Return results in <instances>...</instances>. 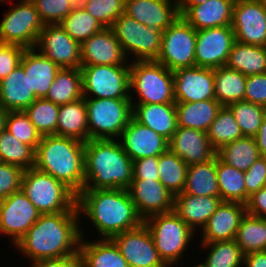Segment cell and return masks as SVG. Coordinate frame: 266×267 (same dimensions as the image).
<instances>
[{
	"instance_id": "6da1fadb",
	"label": "cell",
	"mask_w": 266,
	"mask_h": 267,
	"mask_svg": "<svg viewBox=\"0 0 266 267\" xmlns=\"http://www.w3.org/2000/svg\"><path fill=\"white\" fill-rule=\"evenodd\" d=\"M81 240L78 212L41 214L13 246L31 263L79 254Z\"/></svg>"
},
{
	"instance_id": "7a4b0ae2",
	"label": "cell",
	"mask_w": 266,
	"mask_h": 267,
	"mask_svg": "<svg viewBox=\"0 0 266 267\" xmlns=\"http://www.w3.org/2000/svg\"><path fill=\"white\" fill-rule=\"evenodd\" d=\"M76 206L80 225L84 224L81 221L85 217L96 229L99 239H111L144 222L127 189H83L77 195Z\"/></svg>"
},
{
	"instance_id": "3957f363",
	"label": "cell",
	"mask_w": 266,
	"mask_h": 267,
	"mask_svg": "<svg viewBox=\"0 0 266 267\" xmlns=\"http://www.w3.org/2000/svg\"><path fill=\"white\" fill-rule=\"evenodd\" d=\"M84 189H128L133 180V161L119 140L85 142Z\"/></svg>"
},
{
	"instance_id": "277c9868",
	"label": "cell",
	"mask_w": 266,
	"mask_h": 267,
	"mask_svg": "<svg viewBox=\"0 0 266 267\" xmlns=\"http://www.w3.org/2000/svg\"><path fill=\"white\" fill-rule=\"evenodd\" d=\"M85 143L64 136H42L34 167L65 184L76 195L84 189Z\"/></svg>"
},
{
	"instance_id": "5b68a950",
	"label": "cell",
	"mask_w": 266,
	"mask_h": 267,
	"mask_svg": "<svg viewBox=\"0 0 266 267\" xmlns=\"http://www.w3.org/2000/svg\"><path fill=\"white\" fill-rule=\"evenodd\" d=\"M130 100L132 104H175L173 71L156 60L130 61Z\"/></svg>"
},
{
	"instance_id": "8992f818",
	"label": "cell",
	"mask_w": 266,
	"mask_h": 267,
	"mask_svg": "<svg viewBox=\"0 0 266 267\" xmlns=\"http://www.w3.org/2000/svg\"><path fill=\"white\" fill-rule=\"evenodd\" d=\"M143 223L152 236L160 258L168 267L181 263L197 236L174 211L152 215Z\"/></svg>"
},
{
	"instance_id": "52a82bcc",
	"label": "cell",
	"mask_w": 266,
	"mask_h": 267,
	"mask_svg": "<svg viewBox=\"0 0 266 267\" xmlns=\"http://www.w3.org/2000/svg\"><path fill=\"white\" fill-rule=\"evenodd\" d=\"M21 190L41 214L78 212L77 195L65 184L35 167L24 171Z\"/></svg>"
},
{
	"instance_id": "ba28073f",
	"label": "cell",
	"mask_w": 266,
	"mask_h": 267,
	"mask_svg": "<svg viewBox=\"0 0 266 267\" xmlns=\"http://www.w3.org/2000/svg\"><path fill=\"white\" fill-rule=\"evenodd\" d=\"M90 139L118 140L133 116L130 99H85Z\"/></svg>"
},
{
	"instance_id": "9c48e42d",
	"label": "cell",
	"mask_w": 266,
	"mask_h": 267,
	"mask_svg": "<svg viewBox=\"0 0 266 267\" xmlns=\"http://www.w3.org/2000/svg\"><path fill=\"white\" fill-rule=\"evenodd\" d=\"M111 29L129 61L157 60L163 31L139 23L125 13L114 21Z\"/></svg>"
},
{
	"instance_id": "30bf717a",
	"label": "cell",
	"mask_w": 266,
	"mask_h": 267,
	"mask_svg": "<svg viewBox=\"0 0 266 267\" xmlns=\"http://www.w3.org/2000/svg\"><path fill=\"white\" fill-rule=\"evenodd\" d=\"M85 99H130V65L81 66Z\"/></svg>"
},
{
	"instance_id": "8fae6325",
	"label": "cell",
	"mask_w": 266,
	"mask_h": 267,
	"mask_svg": "<svg viewBox=\"0 0 266 267\" xmlns=\"http://www.w3.org/2000/svg\"><path fill=\"white\" fill-rule=\"evenodd\" d=\"M0 22V43L35 48L40 31L44 28L38 11L30 0H18L3 13Z\"/></svg>"
},
{
	"instance_id": "7c38bea8",
	"label": "cell",
	"mask_w": 266,
	"mask_h": 267,
	"mask_svg": "<svg viewBox=\"0 0 266 267\" xmlns=\"http://www.w3.org/2000/svg\"><path fill=\"white\" fill-rule=\"evenodd\" d=\"M197 30L181 15L162 32L157 62L170 71L195 66Z\"/></svg>"
},
{
	"instance_id": "4fadbf2b",
	"label": "cell",
	"mask_w": 266,
	"mask_h": 267,
	"mask_svg": "<svg viewBox=\"0 0 266 267\" xmlns=\"http://www.w3.org/2000/svg\"><path fill=\"white\" fill-rule=\"evenodd\" d=\"M41 213L20 189L0 200V233L15 244L39 219Z\"/></svg>"
},
{
	"instance_id": "5bb4252c",
	"label": "cell",
	"mask_w": 266,
	"mask_h": 267,
	"mask_svg": "<svg viewBox=\"0 0 266 267\" xmlns=\"http://www.w3.org/2000/svg\"><path fill=\"white\" fill-rule=\"evenodd\" d=\"M35 48L60 68L81 67V46L60 24L44 25Z\"/></svg>"
},
{
	"instance_id": "9a60e30c",
	"label": "cell",
	"mask_w": 266,
	"mask_h": 267,
	"mask_svg": "<svg viewBox=\"0 0 266 267\" xmlns=\"http://www.w3.org/2000/svg\"><path fill=\"white\" fill-rule=\"evenodd\" d=\"M129 267H168L160 258L147 226L122 232L111 238Z\"/></svg>"
},
{
	"instance_id": "2e32d148",
	"label": "cell",
	"mask_w": 266,
	"mask_h": 267,
	"mask_svg": "<svg viewBox=\"0 0 266 267\" xmlns=\"http://www.w3.org/2000/svg\"><path fill=\"white\" fill-rule=\"evenodd\" d=\"M231 26L235 41L266 47V7L260 1L235 2Z\"/></svg>"
},
{
	"instance_id": "e0dca14e",
	"label": "cell",
	"mask_w": 266,
	"mask_h": 267,
	"mask_svg": "<svg viewBox=\"0 0 266 267\" xmlns=\"http://www.w3.org/2000/svg\"><path fill=\"white\" fill-rule=\"evenodd\" d=\"M235 42L232 26L197 31L195 66L216 69L225 66Z\"/></svg>"
},
{
	"instance_id": "ac0fdd59",
	"label": "cell",
	"mask_w": 266,
	"mask_h": 267,
	"mask_svg": "<svg viewBox=\"0 0 266 267\" xmlns=\"http://www.w3.org/2000/svg\"><path fill=\"white\" fill-rule=\"evenodd\" d=\"M175 103L215 100L214 69L198 66L173 71Z\"/></svg>"
},
{
	"instance_id": "d6986e66",
	"label": "cell",
	"mask_w": 266,
	"mask_h": 267,
	"mask_svg": "<svg viewBox=\"0 0 266 267\" xmlns=\"http://www.w3.org/2000/svg\"><path fill=\"white\" fill-rule=\"evenodd\" d=\"M127 190L143 220L173 211L174 195L159 180L133 179Z\"/></svg>"
},
{
	"instance_id": "ffe728a7",
	"label": "cell",
	"mask_w": 266,
	"mask_h": 267,
	"mask_svg": "<svg viewBox=\"0 0 266 267\" xmlns=\"http://www.w3.org/2000/svg\"><path fill=\"white\" fill-rule=\"evenodd\" d=\"M125 153L135 161L139 158L159 156L168 150V140L133 117L118 139Z\"/></svg>"
},
{
	"instance_id": "44dd1931",
	"label": "cell",
	"mask_w": 266,
	"mask_h": 267,
	"mask_svg": "<svg viewBox=\"0 0 266 267\" xmlns=\"http://www.w3.org/2000/svg\"><path fill=\"white\" fill-rule=\"evenodd\" d=\"M81 66L130 65L111 28H104L81 45Z\"/></svg>"
},
{
	"instance_id": "7402d4cb",
	"label": "cell",
	"mask_w": 266,
	"mask_h": 267,
	"mask_svg": "<svg viewBox=\"0 0 266 267\" xmlns=\"http://www.w3.org/2000/svg\"><path fill=\"white\" fill-rule=\"evenodd\" d=\"M246 214V206L240 202L222 201L199 231V243L235 240L241 219Z\"/></svg>"
},
{
	"instance_id": "603a6c76",
	"label": "cell",
	"mask_w": 266,
	"mask_h": 267,
	"mask_svg": "<svg viewBox=\"0 0 266 267\" xmlns=\"http://www.w3.org/2000/svg\"><path fill=\"white\" fill-rule=\"evenodd\" d=\"M168 149L188 166L210 161L217 154L209 142L207 132L181 126L168 141Z\"/></svg>"
},
{
	"instance_id": "cb8c5ba5",
	"label": "cell",
	"mask_w": 266,
	"mask_h": 267,
	"mask_svg": "<svg viewBox=\"0 0 266 267\" xmlns=\"http://www.w3.org/2000/svg\"><path fill=\"white\" fill-rule=\"evenodd\" d=\"M234 3L233 0H207L200 5H180L179 14L197 31L231 26Z\"/></svg>"
},
{
	"instance_id": "d4e9b609",
	"label": "cell",
	"mask_w": 266,
	"mask_h": 267,
	"mask_svg": "<svg viewBox=\"0 0 266 267\" xmlns=\"http://www.w3.org/2000/svg\"><path fill=\"white\" fill-rule=\"evenodd\" d=\"M125 14L150 28L164 31L180 15L169 0H125Z\"/></svg>"
},
{
	"instance_id": "484cf974",
	"label": "cell",
	"mask_w": 266,
	"mask_h": 267,
	"mask_svg": "<svg viewBox=\"0 0 266 267\" xmlns=\"http://www.w3.org/2000/svg\"><path fill=\"white\" fill-rule=\"evenodd\" d=\"M20 65L28 74L29 90L36 99L46 98L56 74L61 69L49 58L44 57L36 48L25 49Z\"/></svg>"
},
{
	"instance_id": "4316f807",
	"label": "cell",
	"mask_w": 266,
	"mask_h": 267,
	"mask_svg": "<svg viewBox=\"0 0 266 267\" xmlns=\"http://www.w3.org/2000/svg\"><path fill=\"white\" fill-rule=\"evenodd\" d=\"M221 202L220 196H193L182 192L174 196L173 211L198 235Z\"/></svg>"
},
{
	"instance_id": "83f0119b",
	"label": "cell",
	"mask_w": 266,
	"mask_h": 267,
	"mask_svg": "<svg viewBox=\"0 0 266 267\" xmlns=\"http://www.w3.org/2000/svg\"><path fill=\"white\" fill-rule=\"evenodd\" d=\"M80 225L81 240L79 243V256L82 267H129L118 247L111 239H85L87 234Z\"/></svg>"
},
{
	"instance_id": "f1b7e54d",
	"label": "cell",
	"mask_w": 266,
	"mask_h": 267,
	"mask_svg": "<svg viewBox=\"0 0 266 267\" xmlns=\"http://www.w3.org/2000/svg\"><path fill=\"white\" fill-rule=\"evenodd\" d=\"M133 118L168 141L178 128L175 104H132Z\"/></svg>"
},
{
	"instance_id": "f546056e",
	"label": "cell",
	"mask_w": 266,
	"mask_h": 267,
	"mask_svg": "<svg viewBox=\"0 0 266 267\" xmlns=\"http://www.w3.org/2000/svg\"><path fill=\"white\" fill-rule=\"evenodd\" d=\"M35 99L21 65L0 81V106L4 110L24 111Z\"/></svg>"
},
{
	"instance_id": "4dcf8cb0",
	"label": "cell",
	"mask_w": 266,
	"mask_h": 267,
	"mask_svg": "<svg viewBox=\"0 0 266 267\" xmlns=\"http://www.w3.org/2000/svg\"><path fill=\"white\" fill-rule=\"evenodd\" d=\"M56 135L79 140H89L85 98L59 105Z\"/></svg>"
},
{
	"instance_id": "1f68e13d",
	"label": "cell",
	"mask_w": 266,
	"mask_h": 267,
	"mask_svg": "<svg viewBox=\"0 0 266 267\" xmlns=\"http://www.w3.org/2000/svg\"><path fill=\"white\" fill-rule=\"evenodd\" d=\"M178 126L207 132L222 105L216 100L175 103Z\"/></svg>"
},
{
	"instance_id": "d6a6232c",
	"label": "cell",
	"mask_w": 266,
	"mask_h": 267,
	"mask_svg": "<svg viewBox=\"0 0 266 267\" xmlns=\"http://www.w3.org/2000/svg\"><path fill=\"white\" fill-rule=\"evenodd\" d=\"M225 66L246 77L266 73V47L235 41Z\"/></svg>"
},
{
	"instance_id": "836d02e7",
	"label": "cell",
	"mask_w": 266,
	"mask_h": 267,
	"mask_svg": "<svg viewBox=\"0 0 266 267\" xmlns=\"http://www.w3.org/2000/svg\"><path fill=\"white\" fill-rule=\"evenodd\" d=\"M183 192L193 196H220L216 156L205 163L188 166Z\"/></svg>"
},
{
	"instance_id": "e575fe53",
	"label": "cell",
	"mask_w": 266,
	"mask_h": 267,
	"mask_svg": "<svg viewBox=\"0 0 266 267\" xmlns=\"http://www.w3.org/2000/svg\"><path fill=\"white\" fill-rule=\"evenodd\" d=\"M247 77L226 66L214 69L215 100L222 106L245 101Z\"/></svg>"
},
{
	"instance_id": "d590c367",
	"label": "cell",
	"mask_w": 266,
	"mask_h": 267,
	"mask_svg": "<svg viewBox=\"0 0 266 267\" xmlns=\"http://www.w3.org/2000/svg\"><path fill=\"white\" fill-rule=\"evenodd\" d=\"M82 73L80 68H61L50 86L46 99L63 105L83 98Z\"/></svg>"
},
{
	"instance_id": "8d00e7d4",
	"label": "cell",
	"mask_w": 266,
	"mask_h": 267,
	"mask_svg": "<svg viewBox=\"0 0 266 267\" xmlns=\"http://www.w3.org/2000/svg\"><path fill=\"white\" fill-rule=\"evenodd\" d=\"M216 155L225 164L243 172L261 157L254 137L247 136L222 146Z\"/></svg>"
},
{
	"instance_id": "74e56055",
	"label": "cell",
	"mask_w": 266,
	"mask_h": 267,
	"mask_svg": "<svg viewBox=\"0 0 266 267\" xmlns=\"http://www.w3.org/2000/svg\"><path fill=\"white\" fill-rule=\"evenodd\" d=\"M218 189L222 201L247 203L244 172L222 162L216 155Z\"/></svg>"
},
{
	"instance_id": "f35d334b",
	"label": "cell",
	"mask_w": 266,
	"mask_h": 267,
	"mask_svg": "<svg viewBox=\"0 0 266 267\" xmlns=\"http://www.w3.org/2000/svg\"><path fill=\"white\" fill-rule=\"evenodd\" d=\"M244 255L266 250V218L246 213L235 238Z\"/></svg>"
},
{
	"instance_id": "ab89813d",
	"label": "cell",
	"mask_w": 266,
	"mask_h": 267,
	"mask_svg": "<svg viewBox=\"0 0 266 267\" xmlns=\"http://www.w3.org/2000/svg\"><path fill=\"white\" fill-rule=\"evenodd\" d=\"M199 244L208 250L200 260L205 267H243L244 254L235 240Z\"/></svg>"
},
{
	"instance_id": "60d3db41",
	"label": "cell",
	"mask_w": 266,
	"mask_h": 267,
	"mask_svg": "<svg viewBox=\"0 0 266 267\" xmlns=\"http://www.w3.org/2000/svg\"><path fill=\"white\" fill-rule=\"evenodd\" d=\"M188 165L169 149L158 156L159 181L174 195L183 192Z\"/></svg>"
},
{
	"instance_id": "b9f144b4",
	"label": "cell",
	"mask_w": 266,
	"mask_h": 267,
	"mask_svg": "<svg viewBox=\"0 0 266 267\" xmlns=\"http://www.w3.org/2000/svg\"><path fill=\"white\" fill-rule=\"evenodd\" d=\"M36 150L22 143L6 129L0 133V162L27 170L35 165Z\"/></svg>"
},
{
	"instance_id": "7bdbcfd3",
	"label": "cell",
	"mask_w": 266,
	"mask_h": 267,
	"mask_svg": "<svg viewBox=\"0 0 266 267\" xmlns=\"http://www.w3.org/2000/svg\"><path fill=\"white\" fill-rule=\"evenodd\" d=\"M207 136L212 147L217 151L222 146L243 137V134L231 110L222 106L210 125Z\"/></svg>"
},
{
	"instance_id": "ee69618b",
	"label": "cell",
	"mask_w": 266,
	"mask_h": 267,
	"mask_svg": "<svg viewBox=\"0 0 266 267\" xmlns=\"http://www.w3.org/2000/svg\"><path fill=\"white\" fill-rule=\"evenodd\" d=\"M24 112L41 136L56 135L59 105L46 98L35 99Z\"/></svg>"
},
{
	"instance_id": "f6af8a7d",
	"label": "cell",
	"mask_w": 266,
	"mask_h": 267,
	"mask_svg": "<svg viewBox=\"0 0 266 267\" xmlns=\"http://www.w3.org/2000/svg\"><path fill=\"white\" fill-rule=\"evenodd\" d=\"M59 24L80 45L104 29L86 9L72 10Z\"/></svg>"
},
{
	"instance_id": "bcb514c9",
	"label": "cell",
	"mask_w": 266,
	"mask_h": 267,
	"mask_svg": "<svg viewBox=\"0 0 266 267\" xmlns=\"http://www.w3.org/2000/svg\"><path fill=\"white\" fill-rule=\"evenodd\" d=\"M234 115L243 136L255 137L266 115V107L247 101H238L227 106Z\"/></svg>"
},
{
	"instance_id": "7dc6e473",
	"label": "cell",
	"mask_w": 266,
	"mask_h": 267,
	"mask_svg": "<svg viewBox=\"0 0 266 267\" xmlns=\"http://www.w3.org/2000/svg\"><path fill=\"white\" fill-rule=\"evenodd\" d=\"M5 129L35 150L42 138L24 111H7Z\"/></svg>"
},
{
	"instance_id": "c3c4849f",
	"label": "cell",
	"mask_w": 266,
	"mask_h": 267,
	"mask_svg": "<svg viewBox=\"0 0 266 267\" xmlns=\"http://www.w3.org/2000/svg\"><path fill=\"white\" fill-rule=\"evenodd\" d=\"M84 9L104 28H111L114 21L125 13V0H89Z\"/></svg>"
},
{
	"instance_id": "681fc988",
	"label": "cell",
	"mask_w": 266,
	"mask_h": 267,
	"mask_svg": "<svg viewBox=\"0 0 266 267\" xmlns=\"http://www.w3.org/2000/svg\"><path fill=\"white\" fill-rule=\"evenodd\" d=\"M44 25L59 24L72 11L69 0H30Z\"/></svg>"
},
{
	"instance_id": "f907efd6",
	"label": "cell",
	"mask_w": 266,
	"mask_h": 267,
	"mask_svg": "<svg viewBox=\"0 0 266 267\" xmlns=\"http://www.w3.org/2000/svg\"><path fill=\"white\" fill-rule=\"evenodd\" d=\"M24 169L0 162V200L21 189Z\"/></svg>"
},
{
	"instance_id": "816d5d0a",
	"label": "cell",
	"mask_w": 266,
	"mask_h": 267,
	"mask_svg": "<svg viewBox=\"0 0 266 267\" xmlns=\"http://www.w3.org/2000/svg\"><path fill=\"white\" fill-rule=\"evenodd\" d=\"M244 184L247 192V201L249 196L259 189L266 187V157H259L246 172H244Z\"/></svg>"
},
{
	"instance_id": "f5cc1de1",
	"label": "cell",
	"mask_w": 266,
	"mask_h": 267,
	"mask_svg": "<svg viewBox=\"0 0 266 267\" xmlns=\"http://www.w3.org/2000/svg\"><path fill=\"white\" fill-rule=\"evenodd\" d=\"M25 49L20 45L0 43V81L20 65Z\"/></svg>"
},
{
	"instance_id": "db71d44e",
	"label": "cell",
	"mask_w": 266,
	"mask_h": 267,
	"mask_svg": "<svg viewBox=\"0 0 266 267\" xmlns=\"http://www.w3.org/2000/svg\"><path fill=\"white\" fill-rule=\"evenodd\" d=\"M245 101L266 107V73L247 76Z\"/></svg>"
},
{
	"instance_id": "11a10c76",
	"label": "cell",
	"mask_w": 266,
	"mask_h": 267,
	"mask_svg": "<svg viewBox=\"0 0 266 267\" xmlns=\"http://www.w3.org/2000/svg\"><path fill=\"white\" fill-rule=\"evenodd\" d=\"M133 179L159 180L158 156L133 161Z\"/></svg>"
},
{
	"instance_id": "9f6ffc18",
	"label": "cell",
	"mask_w": 266,
	"mask_h": 267,
	"mask_svg": "<svg viewBox=\"0 0 266 267\" xmlns=\"http://www.w3.org/2000/svg\"><path fill=\"white\" fill-rule=\"evenodd\" d=\"M246 206V213L266 218V187L259 189L257 192L249 196Z\"/></svg>"
},
{
	"instance_id": "6f0895ef",
	"label": "cell",
	"mask_w": 266,
	"mask_h": 267,
	"mask_svg": "<svg viewBox=\"0 0 266 267\" xmlns=\"http://www.w3.org/2000/svg\"><path fill=\"white\" fill-rule=\"evenodd\" d=\"M30 267H82L79 254H73L62 258L42 259L35 261Z\"/></svg>"
},
{
	"instance_id": "680465c9",
	"label": "cell",
	"mask_w": 266,
	"mask_h": 267,
	"mask_svg": "<svg viewBox=\"0 0 266 267\" xmlns=\"http://www.w3.org/2000/svg\"><path fill=\"white\" fill-rule=\"evenodd\" d=\"M243 267H266V250L244 255Z\"/></svg>"
},
{
	"instance_id": "91938a15",
	"label": "cell",
	"mask_w": 266,
	"mask_h": 267,
	"mask_svg": "<svg viewBox=\"0 0 266 267\" xmlns=\"http://www.w3.org/2000/svg\"><path fill=\"white\" fill-rule=\"evenodd\" d=\"M260 155L266 157V115L264 116L262 125L260 126L257 135L254 137Z\"/></svg>"
},
{
	"instance_id": "94428289",
	"label": "cell",
	"mask_w": 266,
	"mask_h": 267,
	"mask_svg": "<svg viewBox=\"0 0 266 267\" xmlns=\"http://www.w3.org/2000/svg\"><path fill=\"white\" fill-rule=\"evenodd\" d=\"M89 0H69L72 10L84 9Z\"/></svg>"
},
{
	"instance_id": "6125c7cd",
	"label": "cell",
	"mask_w": 266,
	"mask_h": 267,
	"mask_svg": "<svg viewBox=\"0 0 266 267\" xmlns=\"http://www.w3.org/2000/svg\"><path fill=\"white\" fill-rule=\"evenodd\" d=\"M7 111L0 106V133L5 129Z\"/></svg>"
},
{
	"instance_id": "be15d7a7",
	"label": "cell",
	"mask_w": 266,
	"mask_h": 267,
	"mask_svg": "<svg viewBox=\"0 0 266 267\" xmlns=\"http://www.w3.org/2000/svg\"><path fill=\"white\" fill-rule=\"evenodd\" d=\"M206 1L207 0H184L181 5H200Z\"/></svg>"
},
{
	"instance_id": "e7e4bbea",
	"label": "cell",
	"mask_w": 266,
	"mask_h": 267,
	"mask_svg": "<svg viewBox=\"0 0 266 267\" xmlns=\"http://www.w3.org/2000/svg\"><path fill=\"white\" fill-rule=\"evenodd\" d=\"M169 1L174 2L179 7L184 0H169Z\"/></svg>"
},
{
	"instance_id": "03108f58",
	"label": "cell",
	"mask_w": 266,
	"mask_h": 267,
	"mask_svg": "<svg viewBox=\"0 0 266 267\" xmlns=\"http://www.w3.org/2000/svg\"><path fill=\"white\" fill-rule=\"evenodd\" d=\"M196 265H194V267H205L200 261H198V263H194Z\"/></svg>"
},
{
	"instance_id": "003e7915",
	"label": "cell",
	"mask_w": 266,
	"mask_h": 267,
	"mask_svg": "<svg viewBox=\"0 0 266 267\" xmlns=\"http://www.w3.org/2000/svg\"><path fill=\"white\" fill-rule=\"evenodd\" d=\"M266 7V0H258Z\"/></svg>"
},
{
	"instance_id": "a7ac6f4b",
	"label": "cell",
	"mask_w": 266,
	"mask_h": 267,
	"mask_svg": "<svg viewBox=\"0 0 266 267\" xmlns=\"http://www.w3.org/2000/svg\"><path fill=\"white\" fill-rule=\"evenodd\" d=\"M10 1H11V0H0V2H1L2 4L5 3V2H6V3H7V2L9 3Z\"/></svg>"
}]
</instances>
